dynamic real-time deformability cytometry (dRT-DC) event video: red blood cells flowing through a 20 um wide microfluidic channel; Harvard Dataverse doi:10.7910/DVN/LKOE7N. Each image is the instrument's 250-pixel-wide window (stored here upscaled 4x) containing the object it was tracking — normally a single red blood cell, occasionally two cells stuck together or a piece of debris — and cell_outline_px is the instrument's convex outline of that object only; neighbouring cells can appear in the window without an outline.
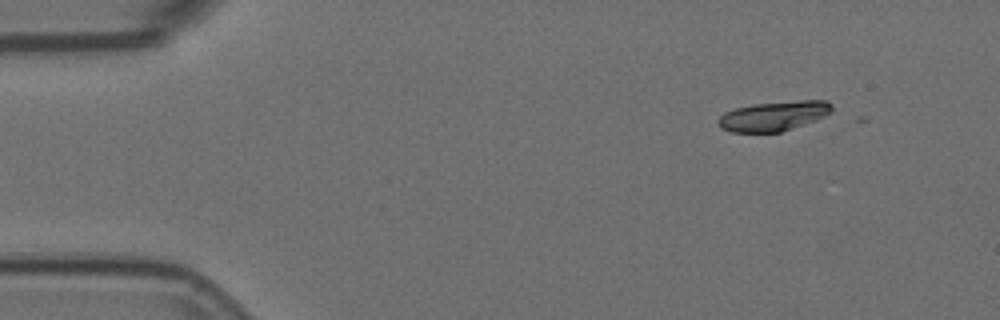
{"species": "Egyptian fruit bat (a non-hibernating species)", "species_latin": "Rousettus aegyptiacus", "temperature_condition": "room temperature", "stored_images_in_passage": 5, "camera_frame_rate_fps": 3000, "um_per_image_px": 0.085, "animal": {"sex": "female"}, "frame": {"image": 1, "passage_image": 2, "time_ms": 0.333, "image_size_px": [1000, 320], "cell_outline_px": [[832, 112], [816, 120], [780, 132], [732, 132], [720, 128], [716, 124], [716, 120], [724, 112], [736, 108], [752, 104], [800, 100], [828, 100], [832, 104]], "centroid_in_image_um": [65.74, 9.85], "position_along_channel_um": 19.3, "area_um2": 19.83}}